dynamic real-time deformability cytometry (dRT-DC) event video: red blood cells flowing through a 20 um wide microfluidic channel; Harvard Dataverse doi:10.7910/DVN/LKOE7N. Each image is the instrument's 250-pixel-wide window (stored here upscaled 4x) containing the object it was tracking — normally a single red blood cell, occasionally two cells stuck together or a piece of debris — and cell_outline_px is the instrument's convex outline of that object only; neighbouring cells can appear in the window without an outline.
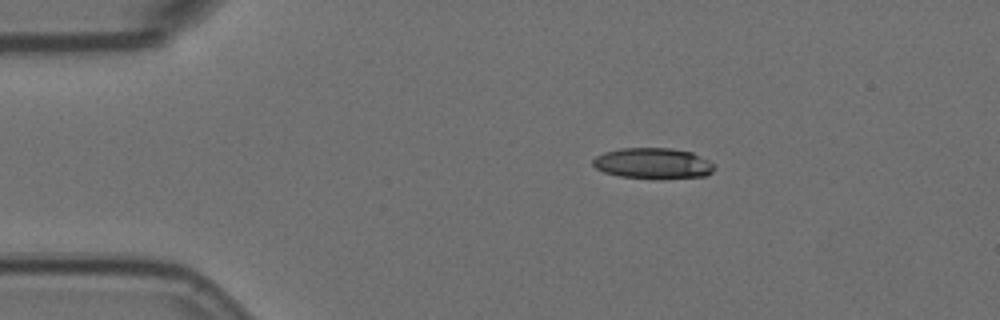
{"species": "Egyptian fruit bat (a non-hibernating species)", "species_latin": "Rousettus aegyptiacus", "temperature_condition": "room temperature", "stored_images_in_passage": 6, "camera_frame_rate_fps": 3000, "um_per_image_px": 0.085, "animal": {"sex": "female"}, "frame": {"image": 1, "passage_image": 1, "time_ms": 0.0, "image_size_px": [1000, 320], "cell_outline_px": [[716, 168], [708, 176], [620, 176], [604, 172], [596, 168], [592, 164], [592, 160], [596, 156], [604, 152], [620, 148], [672, 148], [692, 152], [708, 160]], "centroid_in_image_um": [55.48, 13.83], "position_along_channel_um": 29.5, "area_um2": 20.98}}
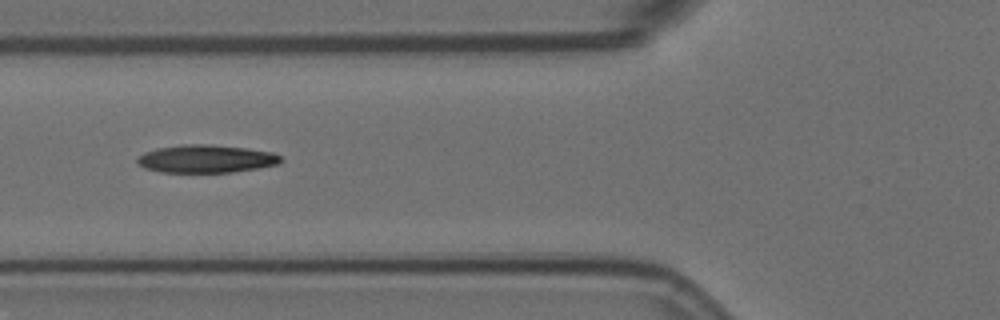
{"frame": {"image": 2, "passage_image": 4, "time_ms": 1.0, "image_size_px": [1000, 320], "cell_outline_px": [[280, 164], [260, 168], [232, 172], [160, 172], [144, 168], [136, 160], [136, 156], [144, 152], [156, 148], [184, 144], [204, 144], [244, 148], [272, 152], [280, 156]], "centroid_in_image_um": [17.48, 13.5], "position_along_channel_um": 108.3, "area_um2": 23.29}}
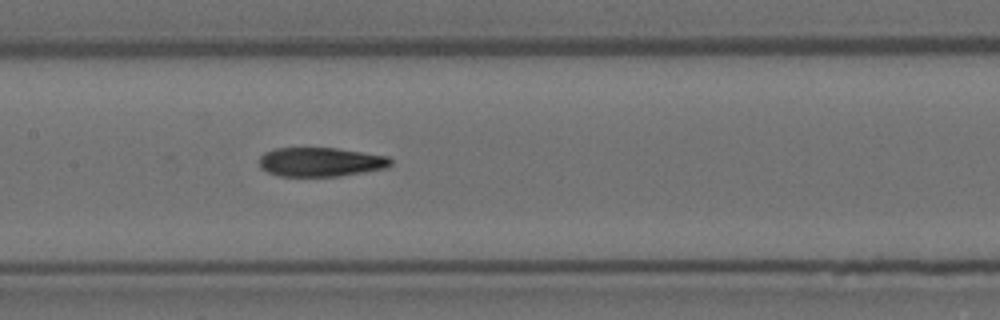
{"frame": {"image": 3, "passage_image": 6, "time_ms": 1.667, "image_size_px": [1000, 320], "cell_outline_px": [[392, 164], [388, 168], [340, 176], [280, 176], [268, 172], [260, 168], [260, 156], [264, 152], [272, 148], [336, 148], [388, 156], [392, 160]], "centroid_in_image_um": [27.26, 13.77], "position_along_channel_um": 180.1, "area_um2": 22.43}}